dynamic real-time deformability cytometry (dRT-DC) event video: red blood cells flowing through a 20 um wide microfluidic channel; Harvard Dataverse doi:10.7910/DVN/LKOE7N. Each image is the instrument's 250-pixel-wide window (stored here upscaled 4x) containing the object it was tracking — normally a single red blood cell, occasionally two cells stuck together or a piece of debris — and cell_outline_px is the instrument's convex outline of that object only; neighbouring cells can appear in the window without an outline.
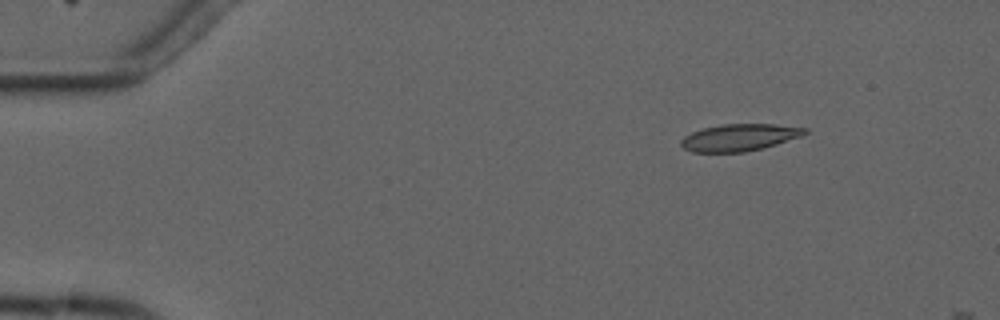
{"species": "common noctule bat (a hibernating species)", "species_latin": "Nyctalus noctula", "temperature_condition": "cold", "stored_images_in_passage": 3, "camera_frame_rate_fps": 3000, "um_per_image_px": 0.085, "animal": {"sex": "male", "forearm_length_mm": 52.5}, "frame": {"image": 1, "passage_image": 1, "time_ms": 0.0, "image_size_px": [1000, 320], "cell_outline_px": [[808, 132], [800, 136], [764, 148], [744, 152], [692, 152], [684, 148], [680, 144], [680, 140], [684, 136], [692, 132], [704, 128], [724, 124], [772, 124], [808, 128]], "centroid_in_image_um": [62.83, 11.69], "position_along_channel_um": 22.2, "area_um2": 19.36}}